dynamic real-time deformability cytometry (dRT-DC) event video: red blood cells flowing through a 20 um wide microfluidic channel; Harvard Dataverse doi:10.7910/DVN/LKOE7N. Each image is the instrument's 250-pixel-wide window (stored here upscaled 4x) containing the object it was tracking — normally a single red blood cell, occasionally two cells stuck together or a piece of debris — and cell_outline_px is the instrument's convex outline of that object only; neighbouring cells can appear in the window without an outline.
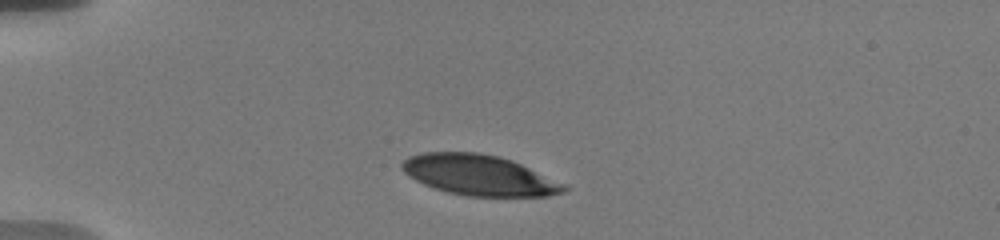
{"species": "human", "species_latin": "Homo sapiens", "temperature_condition": "warm", "stored_images_in_passage": 6, "camera_frame_rate_fps": 3000, "um_per_image_px": 0.085, "donor": {"sex": "male"}, "frame": {"image": 1, "passage_image": 4, "time_ms": 1.333, "image_size_px": [1000, 240], "cell_outline_px": [[572, 188], [564, 192], [548, 196], [468, 196], [448, 192], [424, 184], [408, 176], [400, 168], [400, 164], [408, 156], [424, 152], [476, 152], [496, 156], [512, 160], [568, 184]], "centroid_in_image_um": [40.77, 14.89], "position_along_channel_um": 44.2, "area_um2": 38.44}}